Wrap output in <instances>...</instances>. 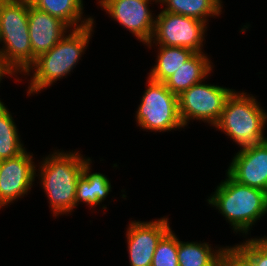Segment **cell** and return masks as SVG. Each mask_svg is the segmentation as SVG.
<instances>
[{
    "label": "cell",
    "instance_id": "10",
    "mask_svg": "<svg viewBox=\"0 0 267 266\" xmlns=\"http://www.w3.org/2000/svg\"><path fill=\"white\" fill-rule=\"evenodd\" d=\"M33 156L21 154L0 161V208L24 196L32 188L37 170Z\"/></svg>",
    "mask_w": 267,
    "mask_h": 266
},
{
    "label": "cell",
    "instance_id": "9",
    "mask_svg": "<svg viewBox=\"0 0 267 266\" xmlns=\"http://www.w3.org/2000/svg\"><path fill=\"white\" fill-rule=\"evenodd\" d=\"M156 3L159 0H151ZM150 0H99L111 18L129 30L137 40L147 44L152 39L155 17L149 10Z\"/></svg>",
    "mask_w": 267,
    "mask_h": 266
},
{
    "label": "cell",
    "instance_id": "25",
    "mask_svg": "<svg viewBox=\"0 0 267 266\" xmlns=\"http://www.w3.org/2000/svg\"><path fill=\"white\" fill-rule=\"evenodd\" d=\"M7 0H0V12H1V8L2 6L6 3Z\"/></svg>",
    "mask_w": 267,
    "mask_h": 266
},
{
    "label": "cell",
    "instance_id": "5",
    "mask_svg": "<svg viewBox=\"0 0 267 266\" xmlns=\"http://www.w3.org/2000/svg\"><path fill=\"white\" fill-rule=\"evenodd\" d=\"M252 95L235 90L226 99L221 117L215 128L221 129L241 148L253 146L267 140L264 127L267 112Z\"/></svg>",
    "mask_w": 267,
    "mask_h": 266
},
{
    "label": "cell",
    "instance_id": "7",
    "mask_svg": "<svg viewBox=\"0 0 267 266\" xmlns=\"http://www.w3.org/2000/svg\"><path fill=\"white\" fill-rule=\"evenodd\" d=\"M206 25L201 20L162 10L155 18L152 39L146 45L151 48L153 41L157 45L182 47L199 53L202 52Z\"/></svg>",
    "mask_w": 267,
    "mask_h": 266
},
{
    "label": "cell",
    "instance_id": "21",
    "mask_svg": "<svg viewBox=\"0 0 267 266\" xmlns=\"http://www.w3.org/2000/svg\"><path fill=\"white\" fill-rule=\"evenodd\" d=\"M177 252L178 238L170 228L159 240L151 266H179Z\"/></svg>",
    "mask_w": 267,
    "mask_h": 266
},
{
    "label": "cell",
    "instance_id": "4",
    "mask_svg": "<svg viewBox=\"0 0 267 266\" xmlns=\"http://www.w3.org/2000/svg\"><path fill=\"white\" fill-rule=\"evenodd\" d=\"M226 176L207 199L208 203L219 210L236 233L247 235L252 225L267 213V192Z\"/></svg>",
    "mask_w": 267,
    "mask_h": 266
},
{
    "label": "cell",
    "instance_id": "24",
    "mask_svg": "<svg viewBox=\"0 0 267 266\" xmlns=\"http://www.w3.org/2000/svg\"><path fill=\"white\" fill-rule=\"evenodd\" d=\"M5 75H9V74L0 66V82L2 80V77Z\"/></svg>",
    "mask_w": 267,
    "mask_h": 266
},
{
    "label": "cell",
    "instance_id": "15",
    "mask_svg": "<svg viewBox=\"0 0 267 266\" xmlns=\"http://www.w3.org/2000/svg\"><path fill=\"white\" fill-rule=\"evenodd\" d=\"M91 160L84 166L81 176L78 178L75 195V207L79 202L87 203L92 208L100 204L111 191L109 179L99 173H90Z\"/></svg>",
    "mask_w": 267,
    "mask_h": 266
},
{
    "label": "cell",
    "instance_id": "8",
    "mask_svg": "<svg viewBox=\"0 0 267 266\" xmlns=\"http://www.w3.org/2000/svg\"><path fill=\"white\" fill-rule=\"evenodd\" d=\"M233 89L197 83L178 96V111L185 127L191 119L202 120L215 126L219 121L226 99Z\"/></svg>",
    "mask_w": 267,
    "mask_h": 266
},
{
    "label": "cell",
    "instance_id": "17",
    "mask_svg": "<svg viewBox=\"0 0 267 266\" xmlns=\"http://www.w3.org/2000/svg\"><path fill=\"white\" fill-rule=\"evenodd\" d=\"M158 46L157 62L148 76L149 79L156 82L164 83L184 62L195 54V52L187 48Z\"/></svg>",
    "mask_w": 267,
    "mask_h": 266
},
{
    "label": "cell",
    "instance_id": "2",
    "mask_svg": "<svg viewBox=\"0 0 267 266\" xmlns=\"http://www.w3.org/2000/svg\"><path fill=\"white\" fill-rule=\"evenodd\" d=\"M50 156V157H49ZM40 163L41 185L49 198L53 216L69 214L75 208L78 178L91 160L78 152H54Z\"/></svg>",
    "mask_w": 267,
    "mask_h": 266
},
{
    "label": "cell",
    "instance_id": "16",
    "mask_svg": "<svg viewBox=\"0 0 267 266\" xmlns=\"http://www.w3.org/2000/svg\"><path fill=\"white\" fill-rule=\"evenodd\" d=\"M30 2L37 9L61 19L70 29L82 28L94 22L92 17L82 20L83 0H30Z\"/></svg>",
    "mask_w": 267,
    "mask_h": 266
},
{
    "label": "cell",
    "instance_id": "19",
    "mask_svg": "<svg viewBox=\"0 0 267 266\" xmlns=\"http://www.w3.org/2000/svg\"><path fill=\"white\" fill-rule=\"evenodd\" d=\"M165 4L163 11L192 17L208 22L207 17L219 16L222 11L221 0H159Z\"/></svg>",
    "mask_w": 267,
    "mask_h": 266
},
{
    "label": "cell",
    "instance_id": "23",
    "mask_svg": "<svg viewBox=\"0 0 267 266\" xmlns=\"http://www.w3.org/2000/svg\"><path fill=\"white\" fill-rule=\"evenodd\" d=\"M219 266H253L234 246H227L221 255Z\"/></svg>",
    "mask_w": 267,
    "mask_h": 266
},
{
    "label": "cell",
    "instance_id": "13",
    "mask_svg": "<svg viewBox=\"0 0 267 266\" xmlns=\"http://www.w3.org/2000/svg\"><path fill=\"white\" fill-rule=\"evenodd\" d=\"M28 28L33 62L39 56L53 48L60 39L70 31V27L65 22L37 9L31 4L30 0L28 8Z\"/></svg>",
    "mask_w": 267,
    "mask_h": 266
},
{
    "label": "cell",
    "instance_id": "11",
    "mask_svg": "<svg viewBox=\"0 0 267 266\" xmlns=\"http://www.w3.org/2000/svg\"><path fill=\"white\" fill-rule=\"evenodd\" d=\"M168 218L155 221H132L127 230L130 266H151L156 246L170 229Z\"/></svg>",
    "mask_w": 267,
    "mask_h": 266
},
{
    "label": "cell",
    "instance_id": "22",
    "mask_svg": "<svg viewBox=\"0 0 267 266\" xmlns=\"http://www.w3.org/2000/svg\"><path fill=\"white\" fill-rule=\"evenodd\" d=\"M234 247L253 265L267 266V237L251 238Z\"/></svg>",
    "mask_w": 267,
    "mask_h": 266
},
{
    "label": "cell",
    "instance_id": "1",
    "mask_svg": "<svg viewBox=\"0 0 267 266\" xmlns=\"http://www.w3.org/2000/svg\"><path fill=\"white\" fill-rule=\"evenodd\" d=\"M93 24L94 22L72 31L70 29V33L65 34L53 48L35 59L24 72L29 75V72L34 70L28 86V95L40 92L70 74L89 44Z\"/></svg>",
    "mask_w": 267,
    "mask_h": 266
},
{
    "label": "cell",
    "instance_id": "12",
    "mask_svg": "<svg viewBox=\"0 0 267 266\" xmlns=\"http://www.w3.org/2000/svg\"><path fill=\"white\" fill-rule=\"evenodd\" d=\"M240 149L226 174L240 184L267 192V140Z\"/></svg>",
    "mask_w": 267,
    "mask_h": 266
},
{
    "label": "cell",
    "instance_id": "6",
    "mask_svg": "<svg viewBox=\"0 0 267 266\" xmlns=\"http://www.w3.org/2000/svg\"><path fill=\"white\" fill-rule=\"evenodd\" d=\"M136 121L142 129L162 132L184 127L178 111V96L173 94L163 82L147 79Z\"/></svg>",
    "mask_w": 267,
    "mask_h": 266
},
{
    "label": "cell",
    "instance_id": "3",
    "mask_svg": "<svg viewBox=\"0 0 267 266\" xmlns=\"http://www.w3.org/2000/svg\"><path fill=\"white\" fill-rule=\"evenodd\" d=\"M29 0H7L0 12V66L11 76L33 63L28 28Z\"/></svg>",
    "mask_w": 267,
    "mask_h": 266
},
{
    "label": "cell",
    "instance_id": "14",
    "mask_svg": "<svg viewBox=\"0 0 267 266\" xmlns=\"http://www.w3.org/2000/svg\"><path fill=\"white\" fill-rule=\"evenodd\" d=\"M211 61L204 52L195 53L174 72L164 83L176 96L191 86L203 82L211 73Z\"/></svg>",
    "mask_w": 267,
    "mask_h": 266
},
{
    "label": "cell",
    "instance_id": "18",
    "mask_svg": "<svg viewBox=\"0 0 267 266\" xmlns=\"http://www.w3.org/2000/svg\"><path fill=\"white\" fill-rule=\"evenodd\" d=\"M225 248L212 250L208 243L183 242L178 239L179 266H219Z\"/></svg>",
    "mask_w": 267,
    "mask_h": 266
},
{
    "label": "cell",
    "instance_id": "20",
    "mask_svg": "<svg viewBox=\"0 0 267 266\" xmlns=\"http://www.w3.org/2000/svg\"><path fill=\"white\" fill-rule=\"evenodd\" d=\"M8 110L0 101V161L15 157L25 150L16 124Z\"/></svg>",
    "mask_w": 267,
    "mask_h": 266
}]
</instances>
